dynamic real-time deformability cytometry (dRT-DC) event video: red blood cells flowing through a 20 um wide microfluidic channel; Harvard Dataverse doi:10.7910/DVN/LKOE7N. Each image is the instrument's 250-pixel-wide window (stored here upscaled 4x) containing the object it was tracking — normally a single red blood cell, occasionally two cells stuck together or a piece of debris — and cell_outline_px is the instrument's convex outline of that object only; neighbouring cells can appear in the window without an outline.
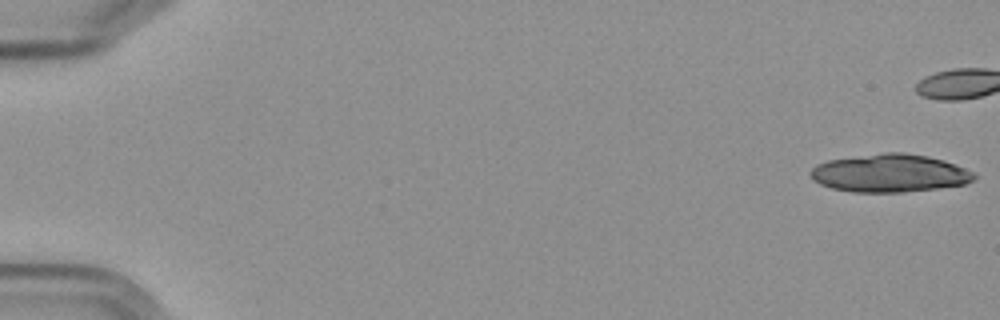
{"species": "Egyptian fruit bat (a non-hibernating species)", "species_latin": "Rousettus aegyptiacus", "temperature_condition": "cold", "stored_images_in_passage": 9, "camera_frame_rate_fps": 3000, "um_per_image_px": 0.085, "frame": {"image": 1, "passage_image": 1, "time_ms": 0.0, "image_size_px": [1000, 320], "cell_outline_px": [[976, 176], [972, 180], [964, 184], [936, 188], [904, 192], [852, 192], [832, 188], [820, 184], [812, 180], [808, 172], [816, 164], [828, 160], [884, 152], [904, 152], [928, 156], [944, 160], [964, 168], [972, 172]], "centroid_in_image_um": [75.57, 14.71], "position_along_channel_um": 9.4, "area_um2": 36.18}}
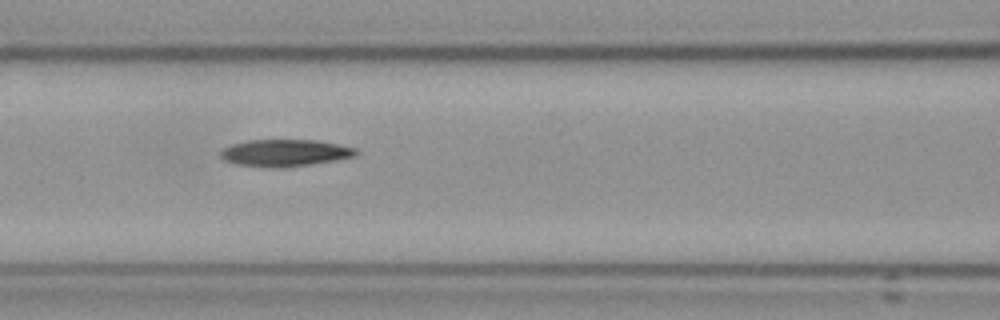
{"frame": {"image": 2, "passage_image": 8, "time_ms": 9.333, "image_size_px": [1000, 320], "cell_outline_px": [[360, 152], [356, 156], [336, 160], [312, 164], [284, 168], [268, 168], [236, 164], [224, 160], [220, 156], [220, 152], [224, 148], [232, 144], [248, 140], [316, 140], [356, 148]], "centroid_in_image_um": [24.23, 13.01], "position_along_channel_um": 142.4, "area_um2": 21.44}}